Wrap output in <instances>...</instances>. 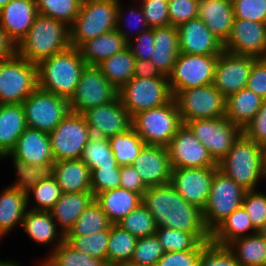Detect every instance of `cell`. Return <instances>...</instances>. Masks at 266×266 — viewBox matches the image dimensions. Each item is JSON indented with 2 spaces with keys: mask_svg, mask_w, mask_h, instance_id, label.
Segmentation results:
<instances>
[{
  "mask_svg": "<svg viewBox=\"0 0 266 266\" xmlns=\"http://www.w3.org/2000/svg\"><path fill=\"white\" fill-rule=\"evenodd\" d=\"M142 203L155 219L157 227H168L194 234L201 242H210L203 211L188 203L171 183L148 187Z\"/></svg>",
  "mask_w": 266,
  "mask_h": 266,
  "instance_id": "obj_1",
  "label": "cell"
},
{
  "mask_svg": "<svg viewBox=\"0 0 266 266\" xmlns=\"http://www.w3.org/2000/svg\"><path fill=\"white\" fill-rule=\"evenodd\" d=\"M70 46L69 26L38 13L27 34L17 44V55L38 64Z\"/></svg>",
  "mask_w": 266,
  "mask_h": 266,
  "instance_id": "obj_2",
  "label": "cell"
},
{
  "mask_svg": "<svg viewBox=\"0 0 266 266\" xmlns=\"http://www.w3.org/2000/svg\"><path fill=\"white\" fill-rule=\"evenodd\" d=\"M86 66L79 49L70 46L37 64L38 88L69 100Z\"/></svg>",
  "mask_w": 266,
  "mask_h": 266,
  "instance_id": "obj_3",
  "label": "cell"
},
{
  "mask_svg": "<svg viewBox=\"0 0 266 266\" xmlns=\"http://www.w3.org/2000/svg\"><path fill=\"white\" fill-rule=\"evenodd\" d=\"M265 151L242 132L219 162L218 169L246 191L256 190L258 181L266 178Z\"/></svg>",
  "mask_w": 266,
  "mask_h": 266,
  "instance_id": "obj_4",
  "label": "cell"
},
{
  "mask_svg": "<svg viewBox=\"0 0 266 266\" xmlns=\"http://www.w3.org/2000/svg\"><path fill=\"white\" fill-rule=\"evenodd\" d=\"M118 0H82L80 11L69 27L70 45L79 47L86 40L117 27Z\"/></svg>",
  "mask_w": 266,
  "mask_h": 266,
  "instance_id": "obj_5",
  "label": "cell"
},
{
  "mask_svg": "<svg viewBox=\"0 0 266 266\" xmlns=\"http://www.w3.org/2000/svg\"><path fill=\"white\" fill-rule=\"evenodd\" d=\"M182 125L174 98L166 105L139 112L132 117V128L145 145L166 147Z\"/></svg>",
  "mask_w": 266,
  "mask_h": 266,
  "instance_id": "obj_6",
  "label": "cell"
},
{
  "mask_svg": "<svg viewBox=\"0 0 266 266\" xmlns=\"http://www.w3.org/2000/svg\"><path fill=\"white\" fill-rule=\"evenodd\" d=\"M37 88V64L17 54L0 61V104H22Z\"/></svg>",
  "mask_w": 266,
  "mask_h": 266,
  "instance_id": "obj_7",
  "label": "cell"
},
{
  "mask_svg": "<svg viewBox=\"0 0 266 266\" xmlns=\"http://www.w3.org/2000/svg\"><path fill=\"white\" fill-rule=\"evenodd\" d=\"M118 96L131 117L173 99L168 77H132L118 90Z\"/></svg>",
  "mask_w": 266,
  "mask_h": 266,
  "instance_id": "obj_8",
  "label": "cell"
},
{
  "mask_svg": "<svg viewBox=\"0 0 266 266\" xmlns=\"http://www.w3.org/2000/svg\"><path fill=\"white\" fill-rule=\"evenodd\" d=\"M246 190L217 169L211 182L203 219L210 233L234 210L242 206Z\"/></svg>",
  "mask_w": 266,
  "mask_h": 266,
  "instance_id": "obj_9",
  "label": "cell"
},
{
  "mask_svg": "<svg viewBox=\"0 0 266 266\" xmlns=\"http://www.w3.org/2000/svg\"><path fill=\"white\" fill-rule=\"evenodd\" d=\"M174 99L183 124L226 116V97L213 84L181 90Z\"/></svg>",
  "mask_w": 266,
  "mask_h": 266,
  "instance_id": "obj_10",
  "label": "cell"
},
{
  "mask_svg": "<svg viewBox=\"0 0 266 266\" xmlns=\"http://www.w3.org/2000/svg\"><path fill=\"white\" fill-rule=\"evenodd\" d=\"M54 161L80 159L91 131L81 113L69 111L49 133Z\"/></svg>",
  "mask_w": 266,
  "mask_h": 266,
  "instance_id": "obj_11",
  "label": "cell"
},
{
  "mask_svg": "<svg viewBox=\"0 0 266 266\" xmlns=\"http://www.w3.org/2000/svg\"><path fill=\"white\" fill-rule=\"evenodd\" d=\"M22 105L27 127L46 133L54 130L70 111L68 99L40 88L34 90Z\"/></svg>",
  "mask_w": 266,
  "mask_h": 266,
  "instance_id": "obj_12",
  "label": "cell"
},
{
  "mask_svg": "<svg viewBox=\"0 0 266 266\" xmlns=\"http://www.w3.org/2000/svg\"><path fill=\"white\" fill-rule=\"evenodd\" d=\"M185 125L202 143L213 160L219 164L231 150L242 129L226 117L214 119H195Z\"/></svg>",
  "mask_w": 266,
  "mask_h": 266,
  "instance_id": "obj_13",
  "label": "cell"
},
{
  "mask_svg": "<svg viewBox=\"0 0 266 266\" xmlns=\"http://www.w3.org/2000/svg\"><path fill=\"white\" fill-rule=\"evenodd\" d=\"M217 55L180 53L168 76L173 98L181 91L213 83Z\"/></svg>",
  "mask_w": 266,
  "mask_h": 266,
  "instance_id": "obj_14",
  "label": "cell"
},
{
  "mask_svg": "<svg viewBox=\"0 0 266 266\" xmlns=\"http://www.w3.org/2000/svg\"><path fill=\"white\" fill-rule=\"evenodd\" d=\"M118 89L102 74L96 66H86L74 94L68 100L69 110L83 114L85 111L114 101Z\"/></svg>",
  "mask_w": 266,
  "mask_h": 266,
  "instance_id": "obj_15",
  "label": "cell"
},
{
  "mask_svg": "<svg viewBox=\"0 0 266 266\" xmlns=\"http://www.w3.org/2000/svg\"><path fill=\"white\" fill-rule=\"evenodd\" d=\"M173 169L218 167L206 147L183 124L166 146Z\"/></svg>",
  "mask_w": 266,
  "mask_h": 266,
  "instance_id": "obj_16",
  "label": "cell"
},
{
  "mask_svg": "<svg viewBox=\"0 0 266 266\" xmlns=\"http://www.w3.org/2000/svg\"><path fill=\"white\" fill-rule=\"evenodd\" d=\"M256 57L236 55L223 51L217 59L213 79L214 87L226 98L247 86Z\"/></svg>",
  "mask_w": 266,
  "mask_h": 266,
  "instance_id": "obj_17",
  "label": "cell"
},
{
  "mask_svg": "<svg viewBox=\"0 0 266 266\" xmlns=\"http://www.w3.org/2000/svg\"><path fill=\"white\" fill-rule=\"evenodd\" d=\"M91 135L111 138L132 128V117L119 96L112 102L96 106L83 113Z\"/></svg>",
  "mask_w": 266,
  "mask_h": 266,
  "instance_id": "obj_18",
  "label": "cell"
},
{
  "mask_svg": "<svg viewBox=\"0 0 266 266\" xmlns=\"http://www.w3.org/2000/svg\"><path fill=\"white\" fill-rule=\"evenodd\" d=\"M217 169L218 167L172 169L170 183L188 203L203 210Z\"/></svg>",
  "mask_w": 266,
  "mask_h": 266,
  "instance_id": "obj_19",
  "label": "cell"
},
{
  "mask_svg": "<svg viewBox=\"0 0 266 266\" xmlns=\"http://www.w3.org/2000/svg\"><path fill=\"white\" fill-rule=\"evenodd\" d=\"M223 48L236 55L266 58V23L234 19Z\"/></svg>",
  "mask_w": 266,
  "mask_h": 266,
  "instance_id": "obj_20",
  "label": "cell"
},
{
  "mask_svg": "<svg viewBox=\"0 0 266 266\" xmlns=\"http://www.w3.org/2000/svg\"><path fill=\"white\" fill-rule=\"evenodd\" d=\"M132 166L147 187L170 183L172 165L168 149L161 145H144Z\"/></svg>",
  "mask_w": 266,
  "mask_h": 266,
  "instance_id": "obj_21",
  "label": "cell"
},
{
  "mask_svg": "<svg viewBox=\"0 0 266 266\" xmlns=\"http://www.w3.org/2000/svg\"><path fill=\"white\" fill-rule=\"evenodd\" d=\"M180 53L191 55H217L223 43L207 28L199 17L177 26Z\"/></svg>",
  "mask_w": 266,
  "mask_h": 266,
  "instance_id": "obj_22",
  "label": "cell"
},
{
  "mask_svg": "<svg viewBox=\"0 0 266 266\" xmlns=\"http://www.w3.org/2000/svg\"><path fill=\"white\" fill-rule=\"evenodd\" d=\"M38 12L35 0H11L0 10V25L15 43L27 34Z\"/></svg>",
  "mask_w": 266,
  "mask_h": 266,
  "instance_id": "obj_23",
  "label": "cell"
},
{
  "mask_svg": "<svg viewBox=\"0 0 266 266\" xmlns=\"http://www.w3.org/2000/svg\"><path fill=\"white\" fill-rule=\"evenodd\" d=\"M10 154L27 164L54 163L49 133L27 127Z\"/></svg>",
  "mask_w": 266,
  "mask_h": 266,
  "instance_id": "obj_24",
  "label": "cell"
},
{
  "mask_svg": "<svg viewBox=\"0 0 266 266\" xmlns=\"http://www.w3.org/2000/svg\"><path fill=\"white\" fill-rule=\"evenodd\" d=\"M197 16L223 44L227 41L234 21L231 0H200Z\"/></svg>",
  "mask_w": 266,
  "mask_h": 266,
  "instance_id": "obj_25",
  "label": "cell"
},
{
  "mask_svg": "<svg viewBox=\"0 0 266 266\" xmlns=\"http://www.w3.org/2000/svg\"><path fill=\"white\" fill-rule=\"evenodd\" d=\"M154 50L151 62L168 77L180 54L177 26L154 27Z\"/></svg>",
  "mask_w": 266,
  "mask_h": 266,
  "instance_id": "obj_26",
  "label": "cell"
},
{
  "mask_svg": "<svg viewBox=\"0 0 266 266\" xmlns=\"http://www.w3.org/2000/svg\"><path fill=\"white\" fill-rule=\"evenodd\" d=\"M95 200L92 191L62 192L50 213L64 236L72 228L79 216Z\"/></svg>",
  "mask_w": 266,
  "mask_h": 266,
  "instance_id": "obj_27",
  "label": "cell"
},
{
  "mask_svg": "<svg viewBox=\"0 0 266 266\" xmlns=\"http://www.w3.org/2000/svg\"><path fill=\"white\" fill-rule=\"evenodd\" d=\"M21 228L32 241L40 245L54 244V241L58 240L52 251L65 240L64 234L57 227L50 211L28 209L23 217Z\"/></svg>",
  "mask_w": 266,
  "mask_h": 266,
  "instance_id": "obj_28",
  "label": "cell"
},
{
  "mask_svg": "<svg viewBox=\"0 0 266 266\" xmlns=\"http://www.w3.org/2000/svg\"><path fill=\"white\" fill-rule=\"evenodd\" d=\"M53 177L62 192L91 191V173L81 159L54 162Z\"/></svg>",
  "mask_w": 266,
  "mask_h": 266,
  "instance_id": "obj_29",
  "label": "cell"
},
{
  "mask_svg": "<svg viewBox=\"0 0 266 266\" xmlns=\"http://www.w3.org/2000/svg\"><path fill=\"white\" fill-rule=\"evenodd\" d=\"M26 128L22 104H0V159L14 149Z\"/></svg>",
  "mask_w": 266,
  "mask_h": 266,
  "instance_id": "obj_30",
  "label": "cell"
},
{
  "mask_svg": "<svg viewBox=\"0 0 266 266\" xmlns=\"http://www.w3.org/2000/svg\"><path fill=\"white\" fill-rule=\"evenodd\" d=\"M127 45L128 42L115 29L96 38L86 40L78 49L88 66H96L102 60L110 58L125 49Z\"/></svg>",
  "mask_w": 266,
  "mask_h": 266,
  "instance_id": "obj_31",
  "label": "cell"
},
{
  "mask_svg": "<svg viewBox=\"0 0 266 266\" xmlns=\"http://www.w3.org/2000/svg\"><path fill=\"white\" fill-rule=\"evenodd\" d=\"M95 201L110 221L116 224L142 203V196L134 191L118 187L97 194Z\"/></svg>",
  "mask_w": 266,
  "mask_h": 266,
  "instance_id": "obj_32",
  "label": "cell"
},
{
  "mask_svg": "<svg viewBox=\"0 0 266 266\" xmlns=\"http://www.w3.org/2000/svg\"><path fill=\"white\" fill-rule=\"evenodd\" d=\"M28 210L27 195L9 185L0 193V240L18 225Z\"/></svg>",
  "mask_w": 266,
  "mask_h": 266,
  "instance_id": "obj_33",
  "label": "cell"
},
{
  "mask_svg": "<svg viewBox=\"0 0 266 266\" xmlns=\"http://www.w3.org/2000/svg\"><path fill=\"white\" fill-rule=\"evenodd\" d=\"M263 98L247 87L226 98V118L242 130L259 112Z\"/></svg>",
  "mask_w": 266,
  "mask_h": 266,
  "instance_id": "obj_34",
  "label": "cell"
},
{
  "mask_svg": "<svg viewBox=\"0 0 266 266\" xmlns=\"http://www.w3.org/2000/svg\"><path fill=\"white\" fill-rule=\"evenodd\" d=\"M256 232L258 231L253 227L244 207L241 206L234 210L211 232V242L220 246H228L235 239L246 237Z\"/></svg>",
  "mask_w": 266,
  "mask_h": 266,
  "instance_id": "obj_35",
  "label": "cell"
},
{
  "mask_svg": "<svg viewBox=\"0 0 266 266\" xmlns=\"http://www.w3.org/2000/svg\"><path fill=\"white\" fill-rule=\"evenodd\" d=\"M227 247L240 266H266V239L259 232L235 239Z\"/></svg>",
  "mask_w": 266,
  "mask_h": 266,
  "instance_id": "obj_36",
  "label": "cell"
},
{
  "mask_svg": "<svg viewBox=\"0 0 266 266\" xmlns=\"http://www.w3.org/2000/svg\"><path fill=\"white\" fill-rule=\"evenodd\" d=\"M135 60L127 46L112 57L102 60L96 67L119 90L134 76Z\"/></svg>",
  "mask_w": 266,
  "mask_h": 266,
  "instance_id": "obj_37",
  "label": "cell"
},
{
  "mask_svg": "<svg viewBox=\"0 0 266 266\" xmlns=\"http://www.w3.org/2000/svg\"><path fill=\"white\" fill-rule=\"evenodd\" d=\"M10 157L16 174V180L11 185L17 187L21 192L28 193L41 180H48L53 177L54 163L31 165L13 157L10 153L1 158Z\"/></svg>",
  "mask_w": 266,
  "mask_h": 266,
  "instance_id": "obj_38",
  "label": "cell"
},
{
  "mask_svg": "<svg viewBox=\"0 0 266 266\" xmlns=\"http://www.w3.org/2000/svg\"><path fill=\"white\" fill-rule=\"evenodd\" d=\"M137 237L113 224L107 247V265L129 263L136 246Z\"/></svg>",
  "mask_w": 266,
  "mask_h": 266,
  "instance_id": "obj_39",
  "label": "cell"
},
{
  "mask_svg": "<svg viewBox=\"0 0 266 266\" xmlns=\"http://www.w3.org/2000/svg\"><path fill=\"white\" fill-rule=\"evenodd\" d=\"M80 159L89 167L90 173L106 167H121L114 157L109 139L95 135L90 136Z\"/></svg>",
  "mask_w": 266,
  "mask_h": 266,
  "instance_id": "obj_40",
  "label": "cell"
},
{
  "mask_svg": "<svg viewBox=\"0 0 266 266\" xmlns=\"http://www.w3.org/2000/svg\"><path fill=\"white\" fill-rule=\"evenodd\" d=\"M40 261L44 266H108L102 259L75 250L65 240Z\"/></svg>",
  "mask_w": 266,
  "mask_h": 266,
  "instance_id": "obj_41",
  "label": "cell"
},
{
  "mask_svg": "<svg viewBox=\"0 0 266 266\" xmlns=\"http://www.w3.org/2000/svg\"><path fill=\"white\" fill-rule=\"evenodd\" d=\"M110 221L101 206L94 200L79 216L65 236H83L111 228Z\"/></svg>",
  "mask_w": 266,
  "mask_h": 266,
  "instance_id": "obj_42",
  "label": "cell"
},
{
  "mask_svg": "<svg viewBox=\"0 0 266 266\" xmlns=\"http://www.w3.org/2000/svg\"><path fill=\"white\" fill-rule=\"evenodd\" d=\"M109 142L119 166L132 165L145 145L133 128L109 138Z\"/></svg>",
  "mask_w": 266,
  "mask_h": 266,
  "instance_id": "obj_43",
  "label": "cell"
},
{
  "mask_svg": "<svg viewBox=\"0 0 266 266\" xmlns=\"http://www.w3.org/2000/svg\"><path fill=\"white\" fill-rule=\"evenodd\" d=\"M155 234L164 252L203 250L209 243L201 242L194 234L168 227H157Z\"/></svg>",
  "mask_w": 266,
  "mask_h": 266,
  "instance_id": "obj_44",
  "label": "cell"
},
{
  "mask_svg": "<svg viewBox=\"0 0 266 266\" xmlns=\"http://www.w3.org/2000/svg\"><path fill=\"white\" fill-rule=\"evenodd\" d=\"M116 225L138 239L154 235L157 231L155 219L143 203L139 204Z\"/></svg>",
  "mask_w": 266,
  "mask_h": 266,
  "instance_id": "obj_45",
  "label": "cell"
},
{
  "mask_svg": "<svg viewBox=\"0 0 266 266\" xmlns=\"http://www.w3.org/2000/svg\"><path fill=\"white\" fill-rule=\"evenodd\" d=\"M37 12L71 26L80 11L82 0H35Z\"/></svg>",
  "mask_w": 266,
  "mask_h": 266,
  "instance_id": "obj_46",
  "label": "cell"
},
{
  "mask_svg": "<svg viewBox=\"0 0 266 266\" xmlns=\"http://www.w3.org/2000/svg\"><path fill=\"white\" fill-rule=\"evenodd\" d=\"M110 228L83 236H65V241L75 250L85 252L91 257L102 259L107 264V247Z\"/></svg>",
  "mask_w": 266,
  "mask_h": 266,
  "instance_id": "obj_47",
  "label": "cell"
},
{
  "mask_svg": "<svg viewBox=\"0 0 266 266\" xmlns=\"http://www.w3.org/2000/svg\"><path fill=\"white\" fill-rule=\"evenodd\" d=\"M61 194L62 190L54 177L48 180H41L28 193H26L28 208L33 206L29 209L35 211H50L61 197ZM30 195L33 196L36 205L30 204Z\"/></svg>",
  "mask_w": 266,
  "mask_h": 266,
  "instance_id": "obj_48",
  "label": "cell"
},
{
  "mask_svg": "<svg viewBox=\"0 0 266 266\" xmlns=\"http://www.w3.org/2000/svg\"><path fill=\"white\" fill-rule=\"evenodd\" d=\"M164 251L156 234L137 239L130 264L136 266H155Z\"/></svg>",
  "mask_w": 266,
  "mask_h": 266,
  "instance_id": "obj_49",
  "label": "cell"
},
{
  "mask_svg": "<svg viewBox=\"0 0 266 266\" xmlns=\"http://www.w3.org/2000/svg\"><path fill=\"white\" fill-rule=\"evenodd\" d=\"M122 2H120V0H118V9H117V27L116 30L120 32V34L124 37V39L128 42L129 40H131L133 38L132 32L129 34L128 30H126L124 27V25L121 24H125L128 29L130 28V30H132L131 28H135L136 29V36H138L140 33H142L143 31H146L147 29H149V26L146 22V19L144 17V12L142 10V7L140 6V4L138 5L139 7L137 8L135 4H133V7H129L131 8L129 11H123L124 8H122ZM135 5V7H134ZM128 13V16L126 14ZM125 14V15H124ZM132 36V38H131Z\"/></svg>",
  "mask_w": 266,
  "mask_h": 266,
  "instance_id": "obj_50",
  "label": "cell"
},
{
  "mask_svg": "<svg viewBox=\"0 0 266 266\" xmlns=\"http://www.w3.org/2000/svg\"><path fill=\"white\" fill-rule=\"evenodd\" d=\"M198 266H240L227 246L209 242L201 251Z\"/></svg>",
  "mask_w": 266,
  "mask_h": 266,
  "instance_id": "obj_51",
  "label": "cell"
},
{
  "mask_svg": "<svg viewBox=\"0 0 266 266\" xmlns=\"http://www.w3.org/2000/svg\"><path fill=\"white\" fill-rule=\"evenodd\" d=\"M242 206L258 231L266 221V194L258 190L246 191Z\"/></svg>",
  "mask_w": 266,
  "mask_h": 266,
  "instance_id": "obj_52",
  "label": "cell"
},
{
  "mask_svg": "<svg viewBox=\"0 0 266 266\" xmlns=\"http://www.w3.org/2000/svg\"><path fill=\"white\" fill-rule=\"evenodd\" d=\"M234 19L266 23V0H231Z\"/></svg>",
  "mask_w": 266,
  "mask_h": 266,
  "instance_id": "obj_53",
  "label": "cell"
},
{
  "mask_svg": "<svg viewBox=\"0 0 266 266\" xmlns=\"http://www.w3.org/2000/svg\"><path fill=\"white\" fill-rule=\"evenodd\" d=\"M149 28L170 25L168 0H139Z\"/></svg>",
  "mask_w": 266,
  "mask_h": 266,
  "instance_id": "obj_54",
  "label": "cell"
},
{
  "mask_svg": "<svg viewBox=\"0 0 266 266\" xmlns=\"http://www.w3.org/2000/svg\"><path fill=\"white\" fill-rule=\"evenodd\" d=\"M120 169L121 167H106L91 172V191L94 196L103 191L120 187Z\"/></svg>",
  "mask_w": 266,
  "mask_h": 266,
  "instance_id": "obj_55",
  "label": "cell"
},
{
  "mask_svg": "<svg viewBox=\"0 0 266 266\" xmlns=\"http://www.w3.org/2000/svg\"><path fill=\"white\" fill-rule=\"evenodd\" d=\"M200 0H168L170 25L179 26L197 16Z\"/></svg>",
  "mask_w": 266,
  "mask_h": 266,
  "instance_id": "obj_56",
  "label": "cell"
},
{
  "mask_svg": "<svg viewBox=\"0 0 266 266\" xmlns=\"http://www.w3.org/2000/svg\"><path fill=\"white\" fill-rule=\"evenodd\" d=\"M133 38L128 41L127 45L132 55L136 59L151 60L152 51L154 50L153 28H149Z\"/></svg>",
  "mask_w": 266,
  "mask_h": 266,
  "instance_id": "obj_57",
  "label": "cell"
},
{
  "mask_svg": "<svg viewBox=\"0 0 266 266\" xmlns=\"http://www.w3.org/2000/svg\"><path fill=\"white\" fill-rule=\"evenodd\" d=\"M242 131L252 141L266 149V99H263L259 112Z\"/></svg>",
  "mask_w": 266,
  "mask_h": 266,
  "instance_id": "obj_58",
  "label": "cell"
},
{
  "mask_svg": "<svg viewBox=\"0 0 266 266\" xmlns=\"http://www.w3.org/2000/svg\"><path fill=\"white\" fill-rule=\"evenodd\" d=\"M202 250L164 252L155 266H198Z\"/></svg>",
  "mask_w": 266,
  "mask_h": 266,
  "instance_id": "obj_59",
  "label": "cell"
},
{
  "mask_svg": "<svg viewBox=\"0 0 266 266\" xmlns=\"http://www.w3.org/2000/svg\"><path fill=\"white\" fill-rule=\"evenodd\" d=\"M246 87L266 99V58L254 61Z\"/></svg>",
  "mask_w": 266,
  "mask_h": 266,
  "instance_id": "obj_60",
  "label": "cell"
},
{
  "mask_svg": "<svg viewBox=\"0 0 266 266\" xmlns=\"http://www.w3.org/2000/svg\"><path fill=\"white\" fill-rule=\"evenodd\" d=\"M120 187L139 193L141 196L148 188L142 181L140 175L132 165H123L120 169Z\"/></svg>",
  "mask_w": 266,
  "mask_h": 266,
  "instance_id": "obj_61",
  "label": "cell"
},
{
  "mask_svg": "<svg viewBox=\"0 0 266 266\" xmlns=\"http://www.w3.org/2000/svg\"><path fill=\"white\" fill-rule=\"evenodd\" d=\"M136 78L166 77L162 75L157 67L149 60L136 59L134 65V76Z\"/></svg>",
  "mask_w": 266,
  "mask_h": 266,
  "instance_id": "obj_62",
  "label": "cell"
},
{
  "mask_svg": "<svg viewBox=\"0 0 266 266\" xmlns=\"http://www.w3.org/2000/svg\"><path fill=\"white\" fill-rule=\"evenodd\" d=\"M17 54V44H15L2 29L0 25V61L8 60Z\"/></svg>",
  "mask_w": 266,
  "mask_h": 266,
  "instance_id": "obj_63",
  "label": "cell"
},
{
  "mask_svg": "<svg viewBox=\"0 0 266 266\" xmlns=\"http://www.w3.org/2000/svg\"><path fill=\"white\" fill-rule=\"evenodd\" d=\"M20 263H16V261L14 262V261H10V260H4V261H0V266H20L19 265Z\"/></svg>",
  "mask_w": 266,
  "mask_h": 266,
  "instance_id": "obj_64",
  "label": "cell"
},
{
  "mask_svg": "<svg viewBox=\"0 0 266 266\" xmlns=\"http://www.w3.org/2000/svg\"><path fill=\"white\" fill-rule=\"evenodd\" d=\"M258 232L266 239V221L263 226L258 230Z\"/></svg>",
  "mask_w": 266,
  "mask_h": 266,
  "instance_id": "obj_65",
  "label": "cell"
},
{
  "mask_svg": "<svg viewBox=\"0 0 266 266\" xmlns=\"http://www.w3.org/2000/svg\"><path fill=\"white\" fill-rule=\"evenodd\" d=\"M11 0H0V10Z\"/></svg>",
  "mask_w": 266,
  "mask_h": 266,
  "instance_id": "obj_66",
  "label": "cell"
},
{
  "mask_svg": "<svg viewBox=\"0 0 266 266\" xmlns=\"http://www.w3.org/2000/svg\"><path fill=\"white\" fill-rule=\"evenodd\" d=\"M116 266H136V265H133V264H130V263H123V264H119V265H116Z\"/></svg>",
  "mask_w": 266,
  "mask_h": 266,
  "instance_id": "obj_67",
  "label": "cell"
},
{
  "mask_svg": "<svg viewBox=\"0 0 266 266\" xmlns=\"http://www.w3.org/2000/svg\"><path fill=\"white\" fill-rule=\"evenodd\" d=\"M265 174H266V151H265Z\"/></svg>",
  "mask_w": 266,
  "mask_h": 266,
  "instance_id": "obj_68",
  "label": "cell"
}]
</instances>
